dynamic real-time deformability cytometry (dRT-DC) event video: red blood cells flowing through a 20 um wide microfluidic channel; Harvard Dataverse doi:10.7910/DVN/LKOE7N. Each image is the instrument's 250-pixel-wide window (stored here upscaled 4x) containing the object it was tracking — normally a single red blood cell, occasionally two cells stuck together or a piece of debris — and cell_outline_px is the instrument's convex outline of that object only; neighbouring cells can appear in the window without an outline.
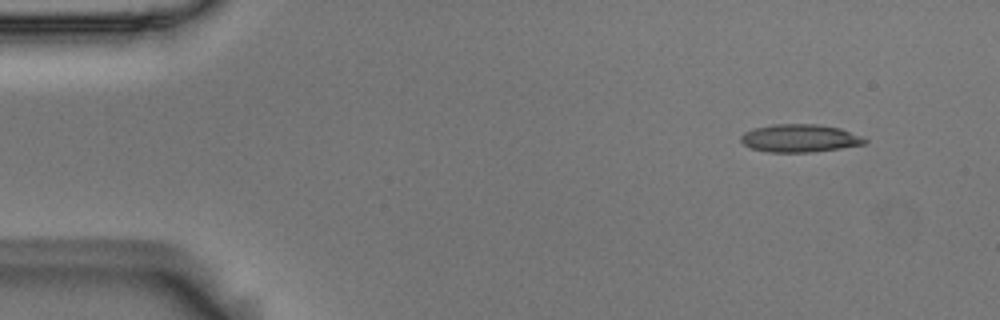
{"species": "Egyptian fruit bat (a non-hibernating species)", "species_latin": "Rousettus aegyptiacus", "temperature_condition": "room temperature", "stored_images_in_passage": 4, "camera_frame_rate_fps": 3000, "um_per_image_px": 0.085, "animal": {"sex": "male"}, "frame": {"image": 1, "passage_image": 1, "time_ms": 0.0, "image_size_px": [1000, 320], "cell_outline_px": [[868, 140], [864, 144], [840, 148], [808, 152], [768, 152], [752, 148], [744, 144], [740, 140], [740, 136], [744, 132], [756, 128], [772, 124], [816, 124], [840, 128], [860, 136]], "centroid_in_image_um": [67.96, 11.74], "position_along_channel_um": 17.0, "area_um2": 19.88}}
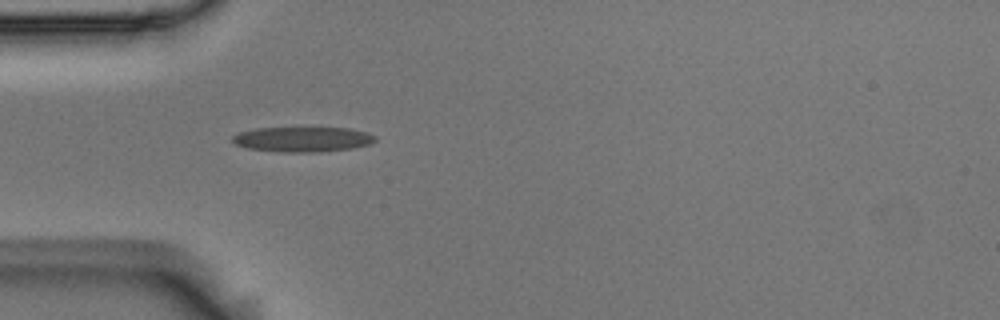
{"frame": {"image": 2, "passage_image": 4, "time_ms": 1.0, "image_size_px": [1000, 320], "cell_outline_px": [[376, 140], [368, 144], [352, 148], [320, 152], [280, 152], [248, 148], [236, 144], [232, 140], [232, 136], [240, 132], [256, 128], [348, 128], [364, 132], [376, 136]], "centroid_in_image_um": [25.71, 11.84], "position_along_channel_um": 59.3, "area_um2": 20.63}}